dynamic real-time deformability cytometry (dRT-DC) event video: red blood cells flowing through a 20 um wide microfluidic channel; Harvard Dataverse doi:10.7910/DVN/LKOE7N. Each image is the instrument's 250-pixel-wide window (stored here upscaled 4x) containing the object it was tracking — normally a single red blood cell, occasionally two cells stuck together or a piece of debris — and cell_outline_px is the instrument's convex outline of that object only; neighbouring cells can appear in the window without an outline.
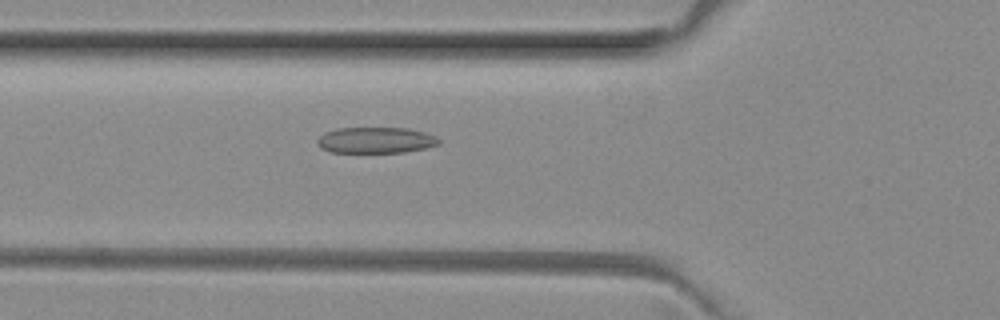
{"species": "common noctule bat (a hibernating species)", "species_latin": "Nyctalus noctula", "temperature_condition": "room temperature", "stored_images_in_passage": 6, "camera_frame_rate_fps": 3000, "um_per_image_px": 0.085, "animal": {"sex": "female", "body_mass_g": 29.2, "forearm_length_mm": 56.3}, "frame": {"image": 1, "passage_image": 6, "time_ms": 1.667, "image_size_px": [1000, 320], "cell_outline_px": [[440, 144], [424, 148], [404, 152], [332, 152], [320, 148], [316, 144], [316, 140], [324, 132], [336, 128], [408, 128], [424, 132], [436, 136], [440, 140]], "centroid_in_image_um": [31.91, 11.91], "position_along_channel_um": 93.9, "area_um2": 18.5}}